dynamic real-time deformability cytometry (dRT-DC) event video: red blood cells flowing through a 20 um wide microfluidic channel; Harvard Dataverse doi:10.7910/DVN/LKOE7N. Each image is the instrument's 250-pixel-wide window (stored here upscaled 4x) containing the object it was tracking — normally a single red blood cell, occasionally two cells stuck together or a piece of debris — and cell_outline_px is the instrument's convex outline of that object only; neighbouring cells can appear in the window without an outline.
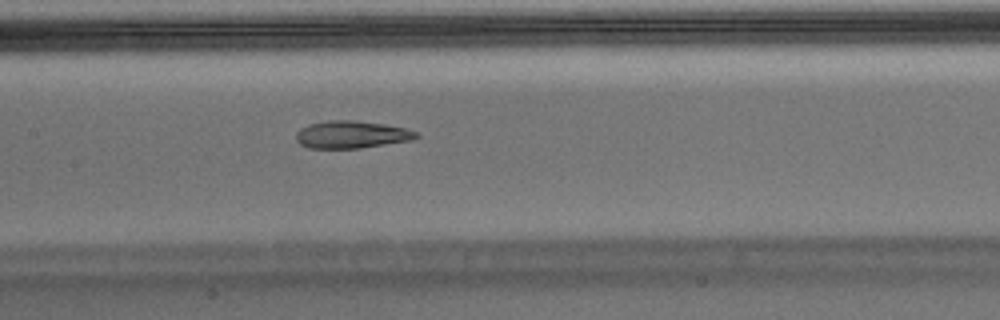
{"species": "Egyptian fruit bat (a non-hibernating species)", "species_latin": "Rousettus aegyptiacus", "temperature_condition": "warm", "stored_images_in_passage": 46, "camera_frame_rate_fps": 3000, "um_per_image_px": 0.085, "animal": {"sex": "male"}, "frame": {"image": 1, "passage_image": 18, "time_ms": 5.667, "image_size_px": [1000, 320], "cell_outline_px": [[420, 136], [416, 140], [360, 148], [308, 148], [300, 144], [296, 140], [296, 132], [300, 128], [308, 124], [328, 120], [356, 120], [384, 124], [404, 128], [420, 132]], "centroid_in_image_um": [29.92, 11.44], "position_along_channel_um": 177.5, "area_um2": 19.54}}
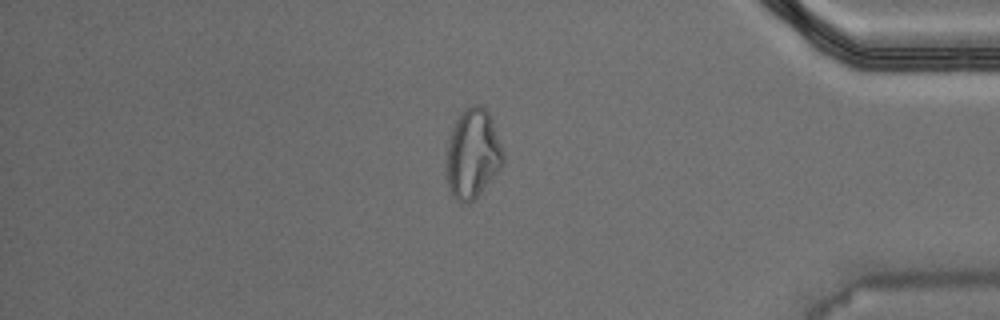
{"frame": {"image": 2, "passage_image": 38, "time_ms": 12.333, "image_size_px": [1000, 320], "cell_outline_px": [[504, 164], [480, 192], [468, 204], [456, 200], [448, 184], [444, 172], [448, 144], [452, 128], [456, 120], [464, 108], [472, 104], [480, 104], [488, 112], [492, 120], [504, 152]], "centroid_in_image_um": [40.17, 13.05], "position_along_channel_um": 395.0, "area_um2": 29.59}}
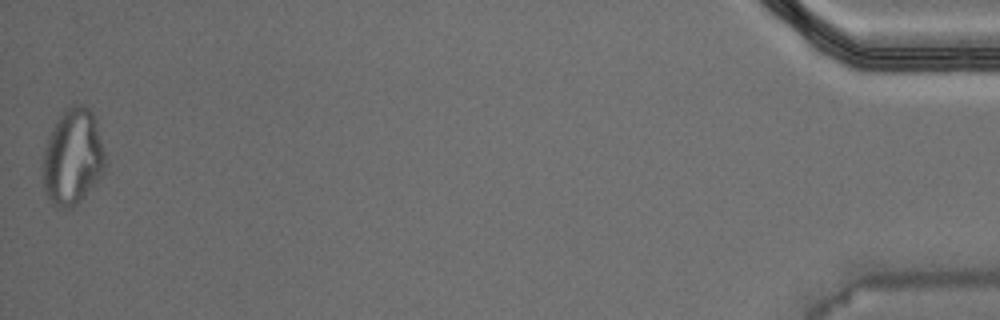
{"frame": {"image": 3, "passage_image": 46, "time_ms": 15.0, "image_size_px": [1000, 320], "cell_outline_px": [[108, 164], [104, 172], [84, 196], [72, 208], [56, 208], [52, 204], [44, 192], [44, 148], [48, 136], [56, 120], [72, 104], [84, 104], [92, 112]], "centroid_in_image_um": [6.19, 13.37], "position_along_channel_um": 429.0, "area_um2": 34.74}, "authors_computed_cell_mechanics": {"area_um2": 20.0855, "velocity_mm_per_s": 3.7314, "shape_relaxation_time_tau1_ms": null, "shape_relaxation_time_tau2_ms": 2.0137, "deformation_change_tau1": null, "deformation_change_tau2": 0.0927}}